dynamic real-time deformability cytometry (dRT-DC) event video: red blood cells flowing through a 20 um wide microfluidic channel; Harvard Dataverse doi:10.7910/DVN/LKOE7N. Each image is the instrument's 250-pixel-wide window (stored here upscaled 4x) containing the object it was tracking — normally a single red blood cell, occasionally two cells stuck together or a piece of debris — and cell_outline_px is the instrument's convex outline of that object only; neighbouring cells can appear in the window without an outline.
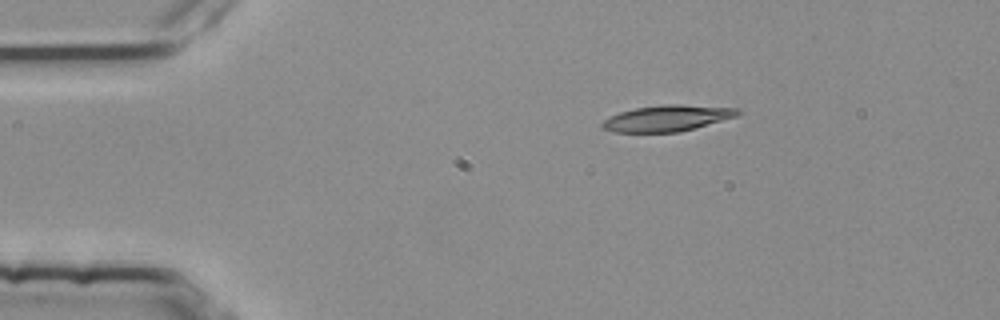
{"species": "common noctule bat (a hibernating species)", "species_latin": "Nyctalus noctula", "temperature_condition": "room temperature", "stored_images_in_passage": 2, "camera_frame_rate_fps": 3000, "um_per_image_px": 0.085, "animal": {"sex": "female", "body_mass_g": 25.1}, "frame": {"image": 1, "passage_image": 1, "time_ms": 0.0, "image_size_px": [1000, 320], "cell_outline_px": [[740, 112], [736, 116], [692, 128], [676, 132], [616, 132], [600, 128], [600, 124], [608, 116], [620, 112], [636, 108], [660, 104], [680, 104], [740, 108]], "centroid_in_image_um": [56.65, 10.03], "position_along_channel_um": 28.4, "area_um2": 20.46}}